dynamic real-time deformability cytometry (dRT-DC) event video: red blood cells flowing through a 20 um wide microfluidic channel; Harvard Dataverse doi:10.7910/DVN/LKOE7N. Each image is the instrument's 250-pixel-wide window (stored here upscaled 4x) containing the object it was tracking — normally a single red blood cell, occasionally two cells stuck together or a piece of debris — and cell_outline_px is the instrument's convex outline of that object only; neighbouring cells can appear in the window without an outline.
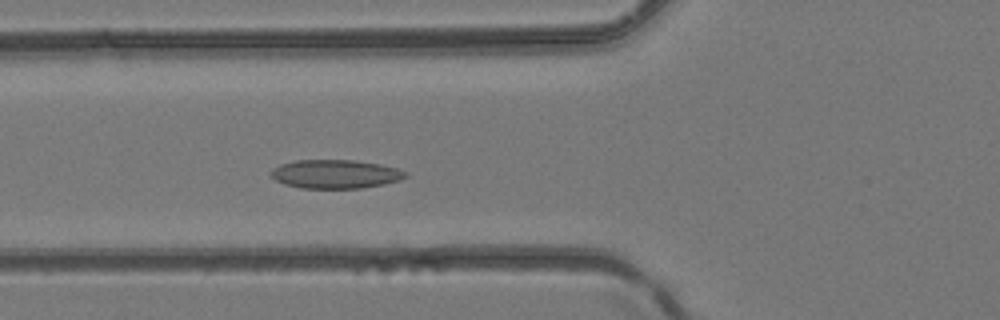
{"species": "common noctule bat (a hibernating species)", "species_latin": "Nyctalus noctula", "temperature_condition": "room temperature", "stored_images_in_passage": 33, "camera_frame_rate_fps": 3000, "um_per_image_px": 0.085, "animal": {"sex": "female", "body_mass_g": 24.6, "forearm_length_mm": 56.2}, "frame": {"image": 1, "passage_image": 10, "time_ms": 3.0, "image_size_px": [1000, 320], "cell_outline_px": [[408, 176], [400, 180], [384, 184], [360, 188], [300, 188], [284, 184], [276, 180], [272, 176], [272, 168], [280, 164], [296, 160], [352, 160], [380, 164], [396, 168], [408, 172]], "centroid_in_image_um": [28.52, 14.79], "position_along_channel_um": 97.3, "area_um2": 22.48}}
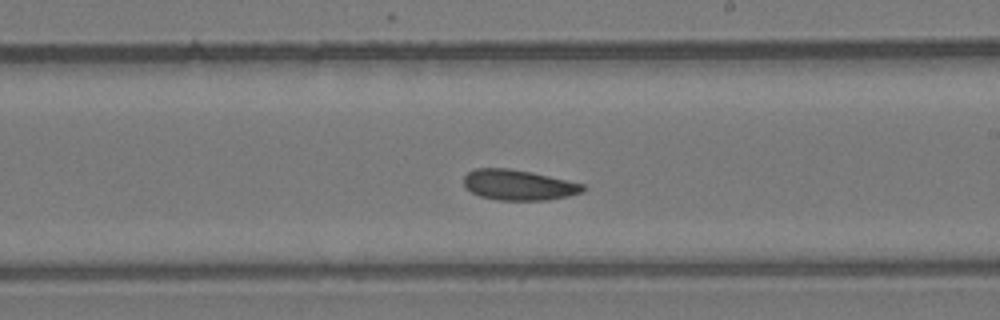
{"frame": {"image": 2, "passage_image": 19, "time_ms": 6.0, "image_size_px": [1000, 320], "cell_outline_px": [[584, 188], [580, 192], [568, 196], [548, 200], [496, 200], [480, 196], [464, 188], [464, 176], [468, 172], [476, 168], [508, 168], [532, 172], [584, 184]], "centroid_in_image_um": [44.03, 15.72], "position_along_channel_um": 245.0, "area_um2": 21.1}}
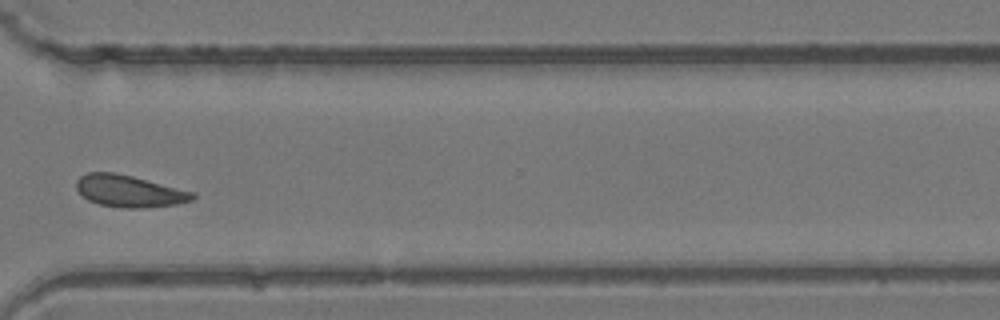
{"frame": {"image": 3, "passage_image": 26, "time_ms": 8.333, "image_size_px": [1000, 320], "cell_outline_px": [[196, 196], [192, 200], [176, 204], [144, 208], [124, 208], [100, 204], [88, 200], [76, 188], [76, 180], [80, 176], [88, 172], [112, 172], [132, 176], [196, 192]], "centroid_in_image_um": [11.0, 16.24], "position_along_channel_um": 359.6, "area_um2": 21.56}}